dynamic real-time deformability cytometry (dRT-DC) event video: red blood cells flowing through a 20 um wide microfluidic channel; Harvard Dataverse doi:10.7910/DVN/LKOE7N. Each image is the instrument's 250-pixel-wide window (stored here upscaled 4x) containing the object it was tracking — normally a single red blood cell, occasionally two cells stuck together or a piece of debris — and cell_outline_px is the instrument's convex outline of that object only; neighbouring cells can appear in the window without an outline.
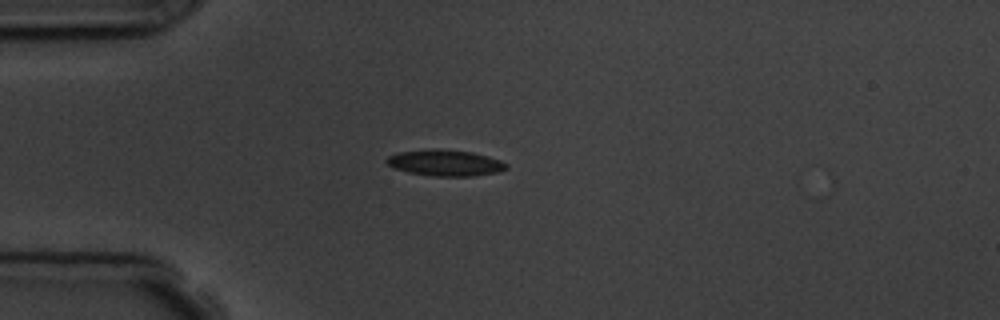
{"species": "common noctule bat (a hibernating species)", "species_latin": "Nyctalus noctula", "temperature_condition": "room temperature", "stored_images_in_passage": 4, "camera_frame_rate_fps": 3000, "um_per_image_px": 0.085, "animal": {"sex": "male", "body_mass_g": 19.5, "forearm_length_mm": 54.6}, "frame": {"image": 1, "passage_image": 1, "time_ms": 0.0, "image_size_px": [1000, 320], "cell_outline_px": [[508, 168], [496, 172], [472, 176], [432, 176], [408, 172], [396, 168], [388, 164], [384, 160], [388, 156], [396, 152], [432, 148], [440, 148], [472, 152], [488, 156], [500, 160], [508, 164]], "centroid_in_image_um": [37.82, 13.82], "position_along_channel_um": 47.2, "area_um2": 18.38}}